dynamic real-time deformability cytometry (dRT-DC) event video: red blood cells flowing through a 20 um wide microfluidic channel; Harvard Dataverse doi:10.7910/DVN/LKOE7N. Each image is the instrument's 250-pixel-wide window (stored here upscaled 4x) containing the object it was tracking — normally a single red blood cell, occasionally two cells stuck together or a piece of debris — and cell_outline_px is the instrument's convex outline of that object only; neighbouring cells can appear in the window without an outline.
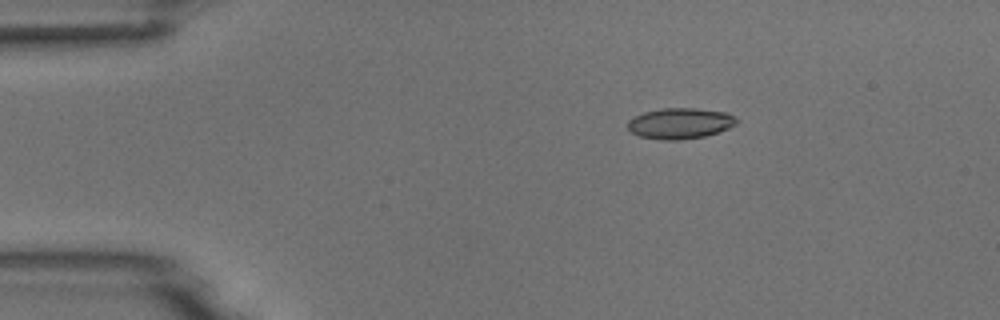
{"species": "common noctule bat (a hibernating species)", "species_latin": "Nyctalus noctula", "temperature_condition": "room temperature", "stored_images_in_passage": 5, "camera_frame_rate_fps": 3000, "um_per_image_px": 0.085, "animal": {"sex": "male", "body_mass_g": 18.8}, "frame": {"image": 1, "passage_image": 3, "time_ms": 2.333, "image_size_px": [1000, 320], "cell_outline_px": [[740, 120], [736, 124], [728, 128], [704, 136], [680, 140], [664, 140], [640, 136], [632, 132], [628, 128], [628, 120], [644, 112], [660, 108], [696, 108], [728, 112]], "centroid_in_image_um": [57.83, 10.47], "position_along_channel_um": 27.2, "area_um2": 19.54}}
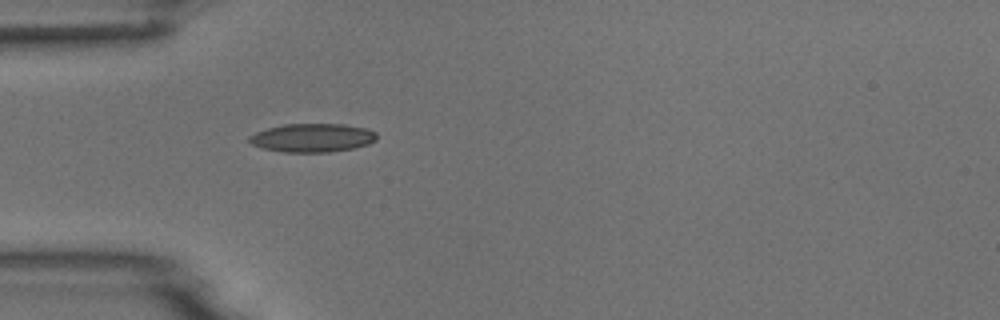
{"frame": {"image": 2, "passage_image": 5, "time_ms": 4.667, "image_size_px": [1000, 320], "cell_outline_px": [[376, 140], [368, 144], [356, 148], [328, 152], [284, 152], [264, 148], [252, 144], [248, 140], [248, 136], [256, 132], [268, 128], [284, 124], [344, 124], [368, 128], [376, 132]], "centroid_in_image_um": [26.58, 11.71], "position_along_channel_um": 58.4, "area_um2": 21.27}}